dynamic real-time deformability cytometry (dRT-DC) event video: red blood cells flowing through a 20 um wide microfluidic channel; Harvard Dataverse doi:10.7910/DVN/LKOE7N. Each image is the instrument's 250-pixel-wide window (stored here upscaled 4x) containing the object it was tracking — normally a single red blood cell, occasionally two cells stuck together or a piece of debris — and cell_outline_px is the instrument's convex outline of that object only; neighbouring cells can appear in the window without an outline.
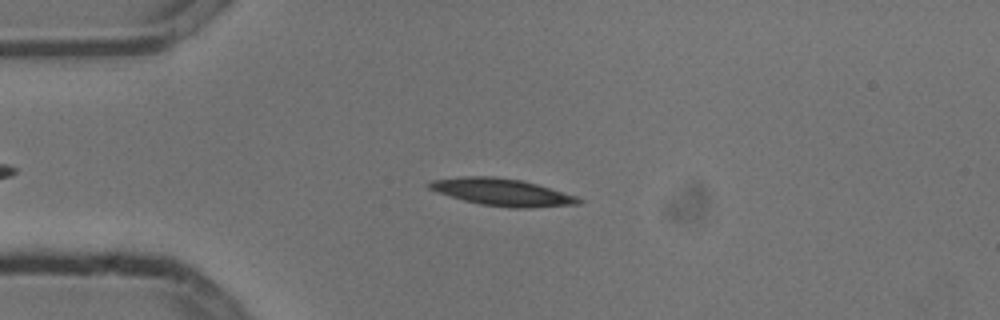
{"species": "common noctule bat (a hibernating species)", "species_latin": "Nyctalus noctula", "temperature_condition": "cold", "stored_images_in_passage": 6, "camera_frame_rate_fps": 3000, "um_per_image_px": 0.085, "animal": {"sex": "male", "body_mass_g": 13.3}, "frame": {"image": 1, "passage_image": 2, "time_ms": 0.333, "image_size_px": [1000, 320], "cell_outline_px": [[584, 200], [580, 204], [532, 208], [508, 208], [480, 204], [464, 200], [428, 188], [428, 184], [432, 180], [464, 176], [492, 176], [520, 180], [536, 184], [576, 196]], "centroid_in_image_um": [42.73, 16.34], "position_along_channel_um": 42.3, "area_um2": 23.41}}
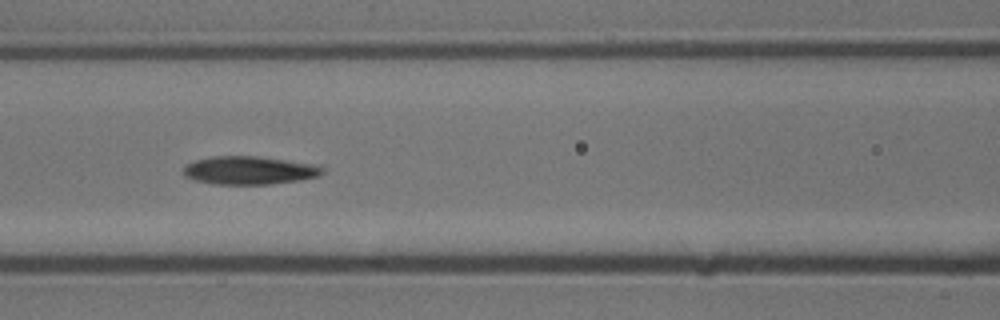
{"frame": {"image": 2, "passage_image": 5, "time_ms": 1.333, "image_size_px": [1000, 320], "cell_outline_px": [[324, 172], [320, 176], [300, 180], [268, 184], [212, 184], [192, 180], [184, 176], [184, 164], [196, 160], [212, 156], [256, 156], [320, 164], [324, 168]], "centroid_in_image_um": [21.21, 14.48], "position_along_channel_um": 145.4, "area_um2": 23.18}}
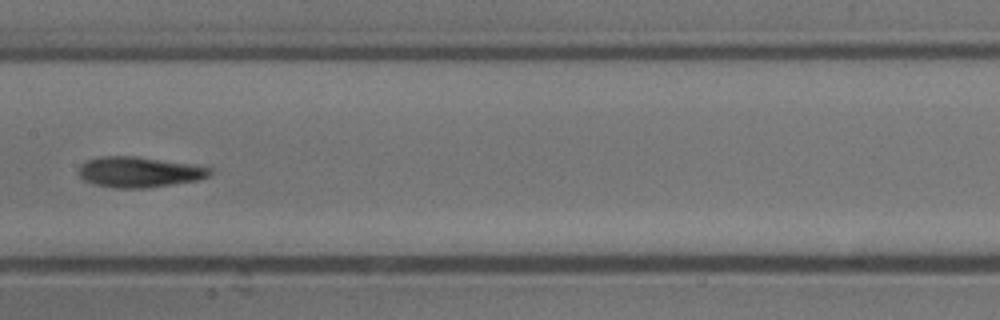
{"frame": {"image": 3, "passage_image": 6, "time_ms": 1.667, "image_size_px": [1000, 320], "cell_outline_px": [[212, 172], [208, 176], [200, 180], [144, 188], [116, 188], [96, 184], [84, 180], [80, 176], [80, 168], [88, 160], [100, 156], [136, 156], [192, 164], [212, 168]], "centroid_in_image_um": [11.88, 14.62], "position_along_channel_um": 195.5, "area_um2": 23.12}}